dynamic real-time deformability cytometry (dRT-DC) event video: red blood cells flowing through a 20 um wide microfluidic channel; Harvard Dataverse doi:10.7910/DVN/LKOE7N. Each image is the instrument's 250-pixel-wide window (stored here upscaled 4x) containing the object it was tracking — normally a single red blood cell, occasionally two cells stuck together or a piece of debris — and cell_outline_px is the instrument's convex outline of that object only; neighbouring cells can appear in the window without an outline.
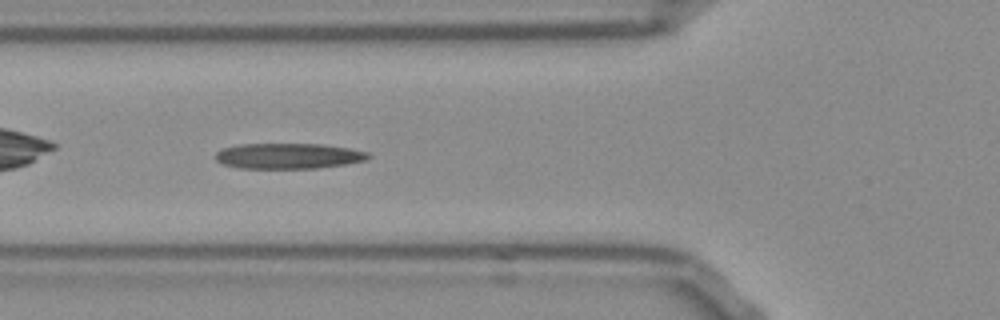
{"species": "Egyptian fruit bat (a non-hibernating species)", "species_latin": "Rousettus aegyptiacus", "temperature_condition": "room temperature", "stored_images_in_passage": 41, "camera_frame_rate_fps": 3000, "um_per_image_px": 0.085, "frame": {"image": 1, "passage_image": 7, "time_ms": 2.0, "image_size_px": [1000, 320], "cell_outline_px": [[372, 156], [368, 160], [348, 164], [316, 168], [240, 168], [224, 164], [216, 160], [216, 152], [224, 148], [240, 144], [324, 144], [348, 148], [368, 152]], "centroid_in_image_um": [24.57, 13.26], "position_along_channel_um": 101.2, "area_um2": 22.77}}
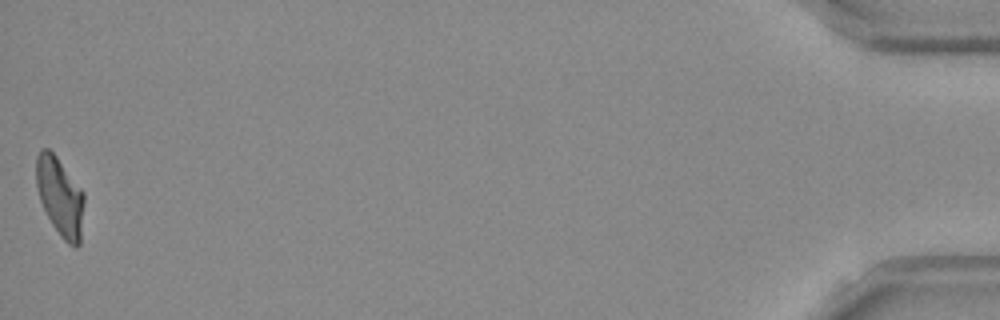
{"frame": {"image": 2, "passage_image": 41, "time_ms": 13.333, "image_size_px": [1000, 320], "cell_outline_px": [[84, 204], [80, 244], [76, 248], [68, 244], [60, 236], [52, 224], [40, 200], [36, 184], [36, 156], [40, 148], [48, 148], [56, 156], [84, 192]], "centroid_in_image_um": [5.1, 16.72], "position_along_channel_um": 430.1, "area_um2": 21.96}, "authors_computed_cell_mechanics": {"area_um2": 22.253, "velocity_mm_per_s": 3.8034, "shape_relaxation_time_tau1_ms": 8.8825, "shape_relaxation_time_tau2_ms": 2.9192, "deformation_change_tau1": 0.2486, "deformation_change_tau2": 0.1241}}